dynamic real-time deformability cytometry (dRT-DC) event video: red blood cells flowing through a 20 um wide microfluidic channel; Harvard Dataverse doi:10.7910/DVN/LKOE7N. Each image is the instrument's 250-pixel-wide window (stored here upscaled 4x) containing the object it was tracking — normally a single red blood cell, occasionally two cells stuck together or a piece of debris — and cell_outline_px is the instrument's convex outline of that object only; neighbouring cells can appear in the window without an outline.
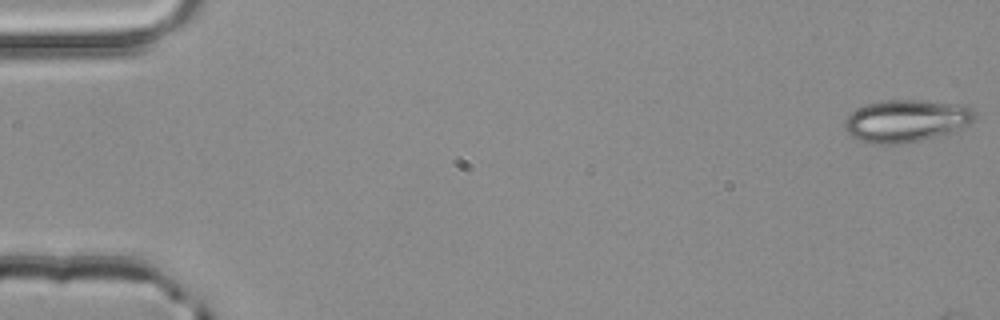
{"species": "common noctule bat (a hibernating species)", "species_latin": "Nyctalus noctula", "temperature_condition": "room temperature", "stored_images_in_passage": 12, "camera_frame_rate_fps": 3000, "um_per_image_px": 0.085, "animal": {"sex": "male", "body_mass_g": 20.4}, "frame": {"image": 1, "passage_image": 1, "time_ms": 0.0, "image_size_px": [1000, 320], "cell_outline_px": [[976, 116], [968, 124], [952, 132], [920, 140], [896, 144], [872, 144], [860, 140], [852, 136], [844, 128], [844, 124], [848, 116], [852, 112], [864, 104], [884, 100], [920, 100], [968, 104], [976, 112]], "centroid_in_image_um": [77.05, 10.25], "position_along_channel_um": 7.9, "area_um2": 32.19}}